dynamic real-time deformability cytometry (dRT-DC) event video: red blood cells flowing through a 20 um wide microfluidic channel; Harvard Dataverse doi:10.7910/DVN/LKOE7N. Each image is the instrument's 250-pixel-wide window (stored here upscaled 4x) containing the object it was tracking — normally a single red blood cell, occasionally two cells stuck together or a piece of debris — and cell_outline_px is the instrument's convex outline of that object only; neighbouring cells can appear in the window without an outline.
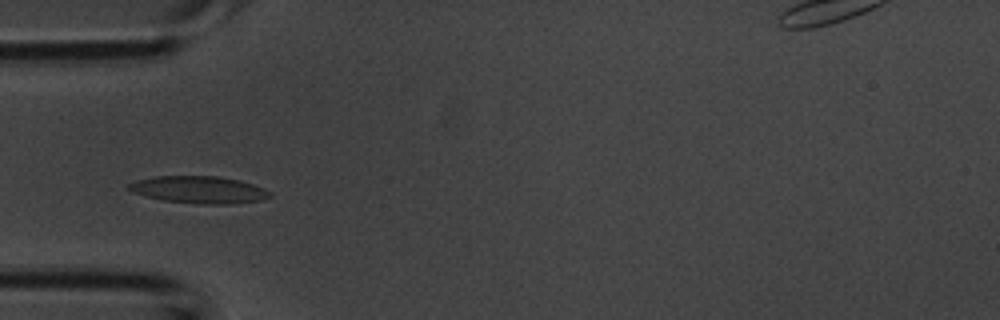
{"species": "common noctule bat (a hibernating species)", "species_latin": "Nyctalus noctula", "temperature_condition": "room temperature", "stored_images_in_passage": 37, "camera_frame_rate_fps": 3000, "um_per_image_px": 0.085, "animal": {"sex": "male", "body_mass_g": 20.1, "forearm_length_mm": 53.5}, "frame": {"image": 1, "passage_image": 6, "time_ms": 1.667, "image_size_px": [1000, 320], "cell_outline_px": [[272, 196], [264, 200], [232, 204], [200, 204], [164, 200], [144, 196], [132, 192], [128, 188], [128, 184], [136, 180], [152, 176], [216, 176], [240, 180], [264, 188], [272, 192]], "centroid_in_image_um": [16.94, 16.13], "position_along_channel_um": 68.1, "area_um2": 22.54}}
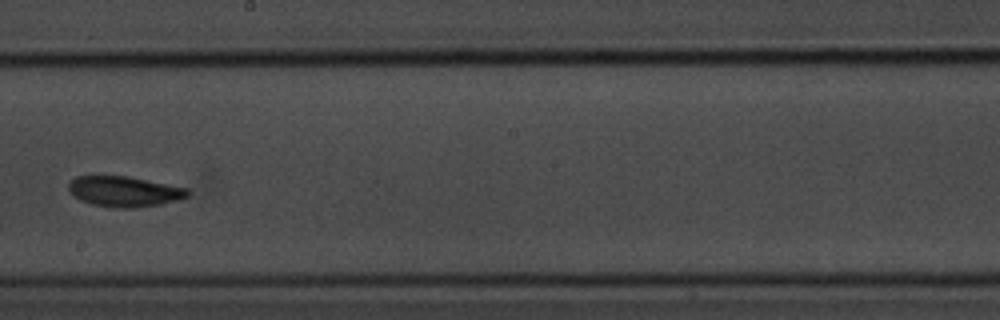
{"frame": {"image": 2, "passage_image": 17, "time_ms": 5.333, "image_size_px": [1000, 320], "cell_outline_px": [[192, 192], [188, 196], [180, 200], [160, 204], [136, 208], [116, 208], [92, 204], [80, 200], [68, 188], [68, 184], [76, 176], [92, 172], [128, 176], [188, 188]], "centroid_in_image_um": [10.55, 16.23], "position_along_channel_um": 237.7, "area_um2": 21.91}}
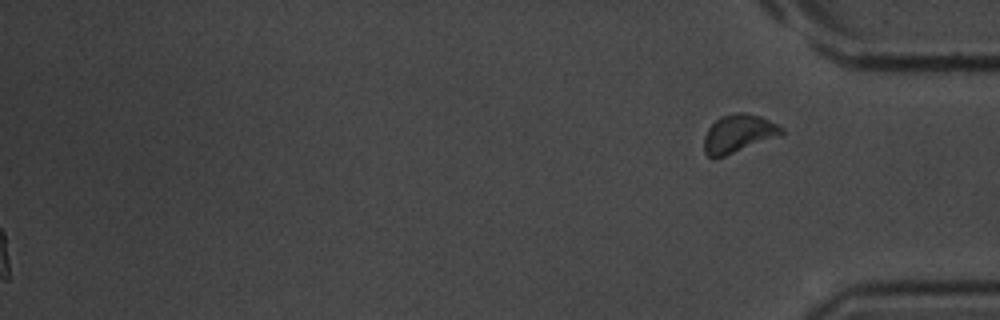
{"frame": {"image": 3, "passage_image": 37, "time_ms": 12.0, "image_size_px": [1000, 320], "cell_outline_px": [[784, 132], [780, 136], [724, 156], [712, 160], [704, 152], [704, 136], [708, 128], [720, 116], [736, 112], [744, 112], [760, 116], [784, 128]], "centroid_in_image_um": [62.74, 11.36], "position_along_channel_um": 372.5, "area_um2": 17.28}}